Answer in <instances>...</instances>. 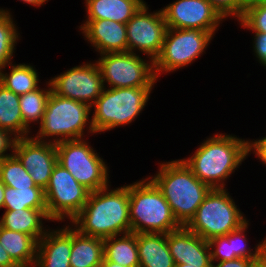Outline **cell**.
<instances>
[{
    "instance_id": "obj_1",
    "label": "cell",
    "mask_w": 266,
    "mask_h": 267,
    "mask_svg": "<svg viewBox=\"0 0 266 267\" xmlns=\"http://www.w3.org/2000/svg\"><path fill=\"white\" fill-rule=\"evenodd\" d=\"M109 186L90 192L82 210L69 222L81 234L104 240L132 232L129 184L112 190Z\"/></svg>"
},
{
    "instance_id": "obj_2",
    "label": "cell",
    "mask_w": 266,
    "mask_h": 267,
    "mask_svg": "<svg viewBox=\"0 0 266 267\" xmlns=\"http://www.w3.org/2000/svg\"><path fill=\"white\" fill-rule=\"evenodd\" d=\"M248 156L247 139L216 133L203 140L191 157L182 160L200 181L217 189L226 188L227 178Z\"/></svg>"
},
{
    "instance_id": "obj_3",
    "label": "cell",
    "mask_w": 266,
    "mask_h": 267,
    "mask_svg": "<svg viewBox=\"0 0 266 267\" xmlns=\"http://www.w3.org/2000/svg\"><path fill=\"white\" fill-rule=\"evenodd\" d=\"M158 170L148 178L162 192L178 223L186 226L212 188L200 181L182 159L162 162Z\"/></svg>"
},
{
    "instance_id": "obj_4",
    "label": "cell",
    "mask_w": 266,
    "mask_h": 267,
    "mask_svg": "<svg viewBox=\"0 0 266 267\" xmlns=\"http://www.w3.org/2000/svg\"><path fill=\"white\" fill-rule=\"evenodd\" d=\"M91 109L86 103L60 97L51 91L39 131L32 137L39 141L58 143L85 138L87 132L88 135L95 134L90 118Z\"/></svg>"
},
{
    "instance_id": "obj_5",
    "label": "cell",
    "mask_w": 266,
    "mask_h": 267,
    "mask_svg": "<svg viewBox=\"0 0 266 267\" xmlns=\"http://www.w3.org/2000/svg\"><path fill=\"white\" fill-rule=\"evenodd\" d=\"M132 232L167 234L181 227L162 192L147 177L129 185Z\"/></svg>"
},
{
    "instance_id": "obj_6",
    "label": "cell",
    "mask_w": 266,
    "mask_h": 267,
    "mask_svg": "<svg viewBox=\"0 0 266 267\" xmlns=\"http://www.w3.org/2000/svg\"><path fill=\"white\" fill-rule=\"evenodd\" d=\"M153 87L108 88L91 106L95 134L125 127L138 118L150 99Z\"/></svg>"
},
{
    "instance_id": "obj_7",
    "label": "cell",
    "mask_w": 266,
    "mask_h": 267,
    "mask_svg": "<svg viewBox=\"0 0 266 267\" xmlns=\"http://www.w3.org/2000/svg\"><path fill=\"white\" fill-rule=\"evenodd\" d=\"M226 188L211 189L186 227L204 240L226 236L247 219Z\"/></svg>"
},
{
    "instance_id": "obj_8",
    "label": "cell",
    "mask_w": 266,
    "mask_h": 267,
    "mask_svg": "<svg viewBox=\"0 0 266 267\" xmlns=\"http://www.w3.org/2000/svg\"><path fill=\"white\" fill-rule=\"evenodd\" d=\"M57 163L90 192L105 188L110 184L109 166L94 150L90 143L73 139L55 143Z\"/></svg>"
},
{
    "instance_id": "obj_9",
    "label": "cell",
    "mask_w": 266,
    "mask_h": 267,
    "mask_svg": "<svg viewBox=\"0 0 266 267\" xmlns=\"http://www.w3.org/2000/svg\"><path fill=\"white\" fill-rule=\"evenodd\" d=\"M213 36L200 29L167 28L161 52L154 61L156 79L164 73L178 71L195 62L205 53Z\"/></svg>"
},
{
    "instance_id": "obj_10",
    "label": "cell",
    "mask_w": 266,
    "mask_h": 267,
    "mask_svg": "<svg viewBox=\"0 0 266 267\" xmlns=\"http://www.w3.org/2000/svg\"><path fill=\"white\" fill-rule=\"evenodd\" d=\"M96 63L108 88L154 87L158 81L154 62L137 53L116 52L100 55ZM150 60V61H149Z\"/></svg>"
},
{
    "instance_id": "obj_11",
    "label": "cell",
    "mask_w": 266,
    "mask_h": 267,
    "mask_svg": "<svg viewBox=\"0 0 266 267\" xmlns=\"http://www.w3.org/2000/svg\"><path fill=\"white\" fill-rule=\"evenodd\" d=\"M47 214L52 222L70 221L82 210L90 191L58 163L44 189Z\"/></svg>"
},
{
    "instance_id": "obj_12",
    "label": "cell",
    "mask_w": 266,
    "mask_h": 267,
    "mask_svg": "<svg viewBox=\"0 0 266 267\" xmlns=\"http://www.w3.org/2000/svg\"><path fill=\"white\" fill-rule=\"evenodd\" d=\"M49 83L54 94L89 106L95 103L105 88L96 61L74 66L51 78Z\"/></svg>"
},
{
    "instance_id": "obj_13",
    "label": "cell",
    "mask_w": 266,
    "mask_h": 267,
    "mask_svg": "<svg viewBox=\"0 0 266 267\" xmlns=\"http://www.w3.org/2000/svg\"><path fill=\"white\" fill-rule=\"evenodd\" d=\"M145 3L126 23L128 51L147 55L153 62L161 52L167 30L162 10L149 12Z\"/></svg>"
},
{
    "instance_id": "obj_14",
    "label": "cell",
    "mask_w": 266,
    "mask_h": 267,
    "mask_svg": "<svg viewBox=\"0 0 266 267\" xmlns=\"http://www.w3.org/2000/svg\"><path fill=\"white\" fill-rule=\"evenodd\" d=\"M161 10L167 28L200 29L214 36L226 20L208 0H176Z\"/></svg>"
},
{
    "instance_id": "obj_15",
    "label": "cell",
    "mask_w": 266,
    "mask_h": 267,
    "mask_svg": "<svg viewBox=\"0 0 266 267\" xmlns=\"http://www.w3.org/2000/svg\"><path fill=\"white\" fill-rule=\"evenodd\" d=\"M14 155L23 164L34 183L45 189L57 164L55 143L39 141L32 136L18 138Z\"/></svg>"
},
{
    "instance_id": "obj_16",
    "label": "cell",
    "mask_w": 266,
    "mask_h": 267,
    "mask_svg": "<svg viewBox=\"0 0 266 267\" xmlns=\"http://www.w3.org/2000/svg\"><path fill=\"white\" fill-rule=\"evenodd\" d=\"M167 244L175 264L211 267L208 241L190 231L186 226L167 233Z\"/></svg>"
},
{
    "instance_id": "obj_17",
    "label": "cell",
    "mask_w": 266,
    "mask_h": 267,
    "mask_svg": "<svg viewBox=\"0 0 266 267\" xmlns=\"http://www.w3.org/2000/svg\"><path fill=\"white\" fill-rule=\"evenodd\" d=\"M78 29L100 55L128 51L126 24L108 19L85 20Z\"/></svg>"
},
{
    "instance_id": "obj_18",
    "label": "cell",
    "mask_w": 266,
    "mask_h": 267,
    "mask_svg": "<svg viewBox=\"0 0 266 267\" xmlns=\"http://www.w3.org/2000/svg\"><path fill=\"white\" fill-rule=\"evenodd\" d=\"M57 229H48L38 241L34 267H70L71 224Z\"/></svg>"
},
{
    "instance_id": "obj_19",
    "label": "cell",
    "mask_w": 266,
    "mask_h": 267,
    "mask_svg": "<svg viewBox=\"0 0 266 267\" xmlns=\"http://www.w3.org/2000/svg\"><path fill=\"white\" fill-rule=\"evenodd\" d=\"M43 220L51 221L47 209L5 210L0 218V226L30 235L38 242L49 229L43 225Z\"/></svg>"
},
{
    "instance_id": "obj_20",
    "label": "cell",
    "mask_w": 266,
    "mask_h": 267,
    "mask_svg": "<svg viewBox=\"0 0 266 267\" xmlns=\"http://www.w3.org/2000/svg\"><path fill=\"white\" fill-rule=\"evenodd\" d=\"M86 20L108 19L126 24L146 3L144 0H84Z\"/></svg>"
},
{
    "instance_id": "obj_21",
    "label": "cell",
    "mask_w": 266,
    "mask_h": 267,
    "mask_svg": "<svg viewBox=\"0 0 266 267\" xmlns=\"http://www.w3.org/2000/svg\"><path fill=\"white\" fill-rule=\"evenodd\" d=\"M139 267H175L174 259L167 244V234H136Z\"/></svg>"
},
{
    "instance_id": "obj_22",
    "label": "cell",
    "mask_w": 266,
    "mask_h": 267,
    "mask_svg": "<svg viewBox=\"0 0 266 267\" xmlns=\"http://www.w3.org/2000/svg\"><path fill=\"white\" fill-rule=\"evenodd\" d=\"M103 258V239L81 234L71 225L70 267H99Z\"/></svg>"
},
{
    "instance_id": "obj_23",
    "label": "cell",
    "mask_w": 266,
    "mask_h": 267,
    "mask_svg": "<svg viewBox=\"0 0 266 267\" xmlns=\"http://www.w3.org/2000/svg\"><path fill=\"white\" fill-rule=\"evenodd\" d=\"M0 244L19 267H34L38 242L32 236L0 226Z\"/></svg>"
},
{
    "instance_id": "obj_24",
    "label": "cell",
    "mask_w": 266,
    "mask_h": 267,
    "mask_svg": "<svg viewBox=\"0 0 266 267\" xmlns=\"http://www.w3.org/2000/svg\"><path fill=\"white\" fill-rule=\"evenodd\" d=\"M121 236V237H120ZM104 258L124 267H139L136 233L130 232L103 240Z\"/></svg>"
},
{
    "instance_id": "obj_25",
    "label": "cell",
    "mask_w": 266,
    "mask_h": 267,
    "mask_svg": "<svg viewBox=\"0 0 266 267\" xmlns=\"http://www.w3.org/2000/svg\"><path fill=\"white\" fill-rule=\"evenodd\" d=\"M20 96L0 84V129L11 132L17 138L32 136L23 123Z\"/></svg>"
},
{
    "instance_id": "obj_26",
    "label": "cell",
    "mask_w": 266,
    "mask_h": 267,
    "mask_svg": "<svg viewBox=\"0 0 266 267\" xmlns=\"http://www.w3.org/2000/svg\"><path fill=\"white\" fill-rule=\"evenodd\" d=\"M9 66L10 72H4ZM39 74L30 64L13 62L0 71V84L17 95H23L39 88Z\"/></svg>"
},
{
    "instance_id": "obj_27",
    "label": "cell",
    "mask_w": 266,
    "mask_h": 267,
    "mask_svg": "<svg viewBox=\"0 0 266 267\" xmlns=\"http://www.w3.org/2000/svg\"><path fill=\"white\" fill-rule=\"evenodd\" d=\"M45 88L20 95L19 105L24 125L31 130V124H40L46 109V104L51 93V85L47 81ZM36 122V123H35Z\"/></svg>"
},
{
    "instance_id": "obj_28",
    "label": "cell",
    "mask_w": 266,
    "mask_h": 267,
    "mask_svg": "<svg viewBox=\"0 0 266 267\" xmlns=\"http://www.w3.org/2000/svg\"><path fill=\"white\" fill-rule=\"evenodd\" d=\"M4 210L47 209L43 188H18L5 186Z\"/></svg>"
},
{
    "instance_id": "obj_29",
    "label": "cell",
    "mask_w": 266,
    "mask_h": 267,
    "mask_svg": "<svg viewBox=\"0 0 266 267\" xmlns=\"http://www.w3.org/2000/svg\"><path fill=\"white\" fill-rule=\"evenodd\" d=\"M10 10L0 8V71L12 63L18 40L22 37Z\"/></svg>"
},
{
    "instance_id": "obj_30",
    "label": "cell",
    "mask_w": 266,
    "mask_h": 267,
    "mask_svg": "<svg viewBox=\"0 0 266 267\" xmlns=\"http://www.w3.org/2000/svg\"><path fill=\"white\" fill-rule=\"evenodd\" d=\"M0 180L5 186L18 188H41L30 177L23 164L13 154L0 161Z\"/></svg>"
},
{
    "instance_id": "obj_31",
    "label": "cell",
    "mask_w": 266,
    "mask_h": 267,
    "mask_svg": "<svg viewBox=\"0 0 266 267\" xmlns=\"http://www.w3.org/2000/svg\"><path fill=\"white\" fill-rule=\"evenodd\" d=\"M249 225V220H247L238 229L232 231V247L235 255L238 258H247L252 261H255L260 248L266 242V237L264 238V240H262V242L257 243L253 251V249L248 246V239L247 235L245 234Z\"/></svg>"
},
{
    "instance_id": "obj_32",
    "label": "cell",
    "mask_w": 266,
    "mask_h": 267,
    "mask_svg": "<svg viewBox=\"0 0 266 267\" xmlns=\"http://www.w3.org/2000/svg\"><path fill=\"white\" fill-rule=\"evenodd\" d=\"M241 28L266 33V2L249 8L238 20Z\"/></svg>"
},
{
    "instance_id": "obj_33",
    "label": "cell",
    "mask_w": 266,
    "mask_h": 267,
    "mask_svg": "<svg viewBox=\"0 0 266 267\" xmlns=\"http://www.w3.org/2000/svg\"><path fill=\"white\" fill-rule=\"evenodd\" d=\"M212 262L228 261L238 258L232 247V231L226 236H217L208 240Z\"/></svg>"
},
{
    "instance_id": "obj_34",
    "label": "cell",
    "mask_w": 266,
    "mask_h": 267,
    "mask_svg": "<svg viewBox=\"0 0 266 267\" xmlns=\"http://www.w3.org/2000/svg\"><path fill=\"white\" fill-rule=\"evenodd\" d=\"M17 139L11 132L0 129V161L14 154ZM8 151L11 152L7 153Z\"/></svg>"
},
{
    "instance_id": "obj_35",
    "label": "cell",
    "mask_w": 266,
    "mask_h": 267,
    "mask_svg": "<svg viewBox=\"0 0 266 267\" xmlns=\"http://www.w3.org/2000/svg\"><path fill=\"white\" fill-rule=\"evenodd\" d=\"M253 52L257 61L266 69V33L254 32Z\"/></svg>"
},
{
    "instance_id": "obj_36",
    "label": "cell",
    "mask_w": 266,
    "mask_h": 267,
    "mask_svg": "<svg viewBox=\"0 0 266 267\" xmlns=\"http://www.w3.org/2000/svg\"><path fill=\"white\" fill-rule=\"evenodd\" d=\"M227 19H237V0H208Z\"/></svg>"
},
{
    "instance_id": "obj_37",
    "label": "cell",
    "mask_w": 266,
    "mask_h": 267,
    "mask_svg": "<svg viewBox=\"0 0 266 267\" xmlns=\"http://www.w3.org/2000/svg\"><path fill=\"white\" fill-rule=\"evenodd\" d=\"M251 152L266 166V136L254 141L248 139V155Z\"/></svg>"
},
{
    "instance_id": "obj_38",
    "label": "cell",
    "mask_w": 266,
    "mask_h": 267,
    "mask_svg": "<svg viewBox=\"0 0 266 267\" xmlns=\"http://www.w3.org/2000/svg\"><path fill=\"white\" fill-rule=\"evenodd\" d=\"M254 263L255 261L247 258H236L228 261L212 262L211 267H251Z\"/></svg>"
},
{
    "instance_id": "obj_39",
    "label": "cell",
    "mask_w": 266,
    "mask_h": 267,
    "mask_svg": "<svg viewBox=\"0 0 266 267\" xmlns=\"http://www.w3.org/2000/svg\"><path fill=\"white\" fill-rule=\"evenodd\" d=\"M263 2H266V0H237V21L249 8Z\"/></svg>"
},
{
    "instance_id": "obj_40",
    "label": "cell",
    "mask_w": 266,
    "mask_h": 267,
    "mask_svg": "<svg viewBox=\"0 0 266 267\" xmlns=\"http://www.w3.org/2000/svg\"><path fill=\"white\" fill-rule=\"evenodd\" d=\"M0 267H19L0 244Z\"/></svg>"
},
{
    "instance_id": "obj_41",
    "label": "cell",
    "mask_w": 266,
    "mask_h": 267,
    "mask_svg": "<svg viewBox=\"0 0 266 267\" xmlns=\"http://www.w3.org/2000/svg\"><path fill=\"white\" fill-rule=\"evenodd\" d=\"M255 263L259 267H266V242L260 248L258 256L255 260Z\"/></svg>"
},
{
    "instance_id": "obj_42",
    "label": "cell",
    "mask_w": 266,
    "mask_h": 267,
    "mask_svg": "<svg viewBox=\"0 0 266 267\" xmlns=\"http://www.w3.org/2000/svg\"><path fill=\"white\" fill-rule=\"evenodd\" d=\"M19 1H23V3L26 4H30L32 7H39V6H43L45 2H48V0H19Z\"/></svg>"
},
{
    "instance_id": "obj_43",
    "label": "cell",
    "mask_w": 266,
    "mask_h": 267,
    "mask_svg": "<svg viewBox=\"0 0 266 267\" xmlns=\"http://www.w3.org/2000/svg\"><path fill=\"white\" fill-rule=\"evenodd\" d=\"M99 267H124V266H122L120 264H116V263L111 262V261H107L105 258H103V261Z\"/></svg>"
},
{
    "instance_id": "obj_44",
    "label": "cell",
    "mask_w": 266,
    "mask_h": 267,
    "mask_svg": "<svg viewBox=\"0 0 266 267\" xmlns=\"http://www.w3.org/2000/svg\"><path fill=\"white\" fill-rule=\"evenodd\" d=\"M4 190H5V185L0 180V209L3 208L4 206V196H5Z\"/></svg>"
},
{
    "instance_id": "obj_45",
    "label": "cell",
    "mask_w": 266,
    "mask_h": 267,
    "mask_svg": "<svg viewBox=\"0 0 266 267\" xmlns=\"http://www.w3.org/2000/svg\"><path fill=\"white\" fill-rule=\"evenodd\" d=\"M175 267H200V266H189L188 264H175Z\"/></svg>"
},
{
    "instance_id": "obj_46",
    "label": "cell",
    "mask_w": 266,
    "mask_h": 267,
    "mask_svg": "<svg viewBox=\"0 0 266 267\" xmlns=\"http://www.w3.org/2000/svg\"><path fill=\"white\" fill-rule=\"evenodd\" d=\"M251 267H259L256 263H254Z\"/></svg>"
}]
</instances>
